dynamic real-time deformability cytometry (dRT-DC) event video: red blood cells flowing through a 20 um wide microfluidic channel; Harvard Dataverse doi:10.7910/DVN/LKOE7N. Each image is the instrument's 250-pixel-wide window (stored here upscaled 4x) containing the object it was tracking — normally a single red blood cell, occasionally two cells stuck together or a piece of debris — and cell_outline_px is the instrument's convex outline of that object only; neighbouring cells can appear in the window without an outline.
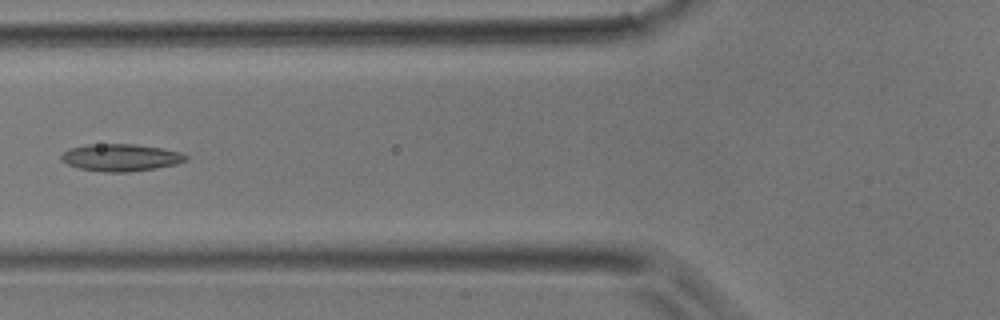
{"species": "common noctule bat (a hibernating species)", "species_latin": "Nyctalus noctula", "temperature_condition": "room temperature", "stored_images_in_passage": 5, "camera_frame_rate_fps": 3000, "um_per_image_px": 0.085, "animal": {"sex": "male", "body_mass_g": 17.9}, "frame": {"image": 1, "passage_image": 5, "time_ms": 1.333, "image_size_px": [1000, 320], "cell_outline_px": [[188, 156], [184, 160], [176, 164], [156, 168], [128, 172], [104, 172], [76, 168], [60, 160], [60, 156], [68, 148], [88, 144], [136, 144], [164, 148], [184, 152]], "centroid_in_image_um": [10.25, 13.38], "position_along_channel_um": 115.5, "area_um2": 20.0}}